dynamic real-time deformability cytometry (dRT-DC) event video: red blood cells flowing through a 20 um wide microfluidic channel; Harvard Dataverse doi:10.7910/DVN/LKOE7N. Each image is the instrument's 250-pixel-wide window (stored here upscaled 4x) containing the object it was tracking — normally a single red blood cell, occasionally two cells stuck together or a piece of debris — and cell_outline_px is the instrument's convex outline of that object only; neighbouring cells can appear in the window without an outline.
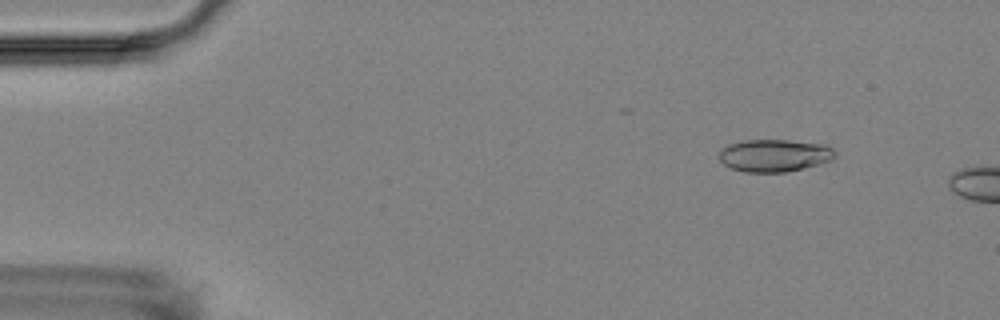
{"species": "Egyptian fruit bat (a non-hibernating species)", "species_latin": "Rousettus aegyptiacus", "temperature_condition": "room temperature", "stored_images_in_passage": 5, "camera_frame_rate_fps": 3000, "um_per_image_px": 0.085, "animal": {"sex": "female"}, "frame": {"image": 1, "passage_image": 2, "time_ms": 2.0, "image_size_px": [1000, 320], "cell_outline_px": [[836, 156], [832, 160], [820, 164], [804, 168], [784, 172], [744, 172], [732, 168], [724, 164], [720, 160], [720, 152], [728, 144], [744, 140], [788, 140], [824, 144], [832, 148], [836, 152]], "centroid_in_image_um": [65.86, 13.21], "position_along_channel_um": 19.1, "area_um2": 21.91}}